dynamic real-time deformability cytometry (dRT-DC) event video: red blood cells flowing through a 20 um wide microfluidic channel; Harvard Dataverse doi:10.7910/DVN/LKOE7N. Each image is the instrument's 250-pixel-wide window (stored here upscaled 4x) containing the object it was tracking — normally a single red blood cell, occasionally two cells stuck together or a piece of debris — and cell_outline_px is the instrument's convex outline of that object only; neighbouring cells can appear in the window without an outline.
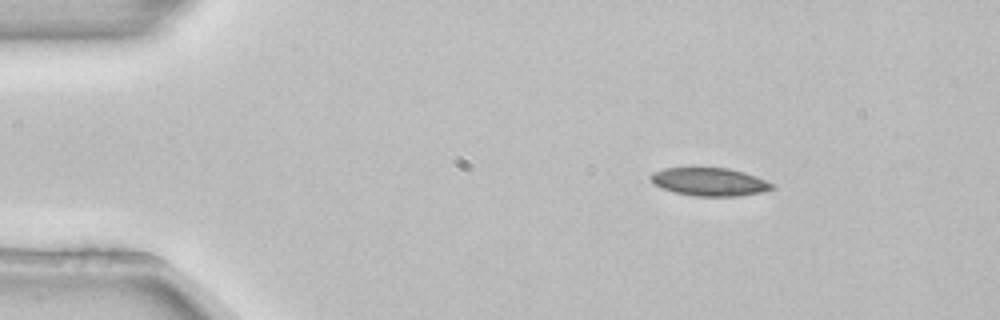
{"species": "common noctule bat (a hibernating species)", "species_latin": "Nyctalus noctula", "temperature_condition": "room temperature", "stored_images_in_passage": 3, "camera_frame_rate_fps": 3000, "um_per_image_px": 0.085, "animal": {"sex": "female", "body_mass_g": 22.7, "forearm_length_mm": 54.2}, "frame": {"image": 1, "passage_image": 1, "time_ms": 0.0, "image_size_px": [1000, 320], "cell_outline_px": [[776, 188], [760, 192], [736, 196], [696, 196], [676, 192], [664, 188], [656, 184], [648, 176], [652, 172], [664, 168], [688, 164], [692, 164], [728, 168], [744, 172], [756, 176], [772, 184]], "centroid_in_image_um": [60.25, 15.38], "position_along_channel_um": 24.8, "area_um2": 20.52}}
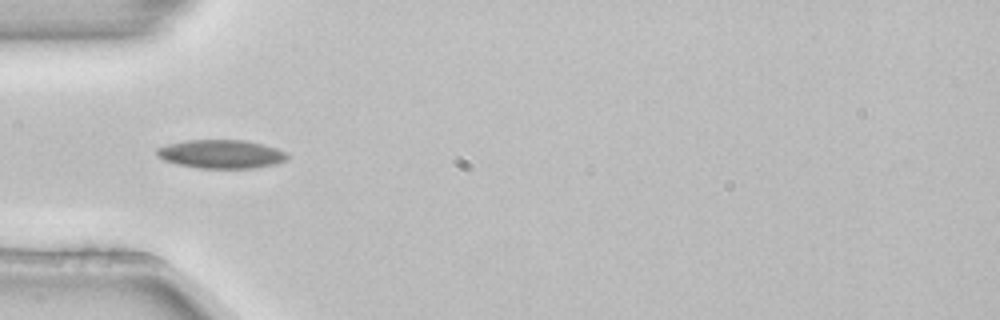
{"frame": {"image": 2, "passage_image": 3, "time_ms": 0.667, "image_size_px": [1000, 320], "cell_outline_px": [[288, 160], [276, 164], [252, 168], [200, 168], [176, 164], [164, 160], [156, 156], [156, 148], [168, 144], [184, 140], [244, 140], [264, 144], [288, 152]], "centroid_in_image_um": [18.81, 13.09], "position_along_channel_um": 66.2, "area_um2": 21.96}}